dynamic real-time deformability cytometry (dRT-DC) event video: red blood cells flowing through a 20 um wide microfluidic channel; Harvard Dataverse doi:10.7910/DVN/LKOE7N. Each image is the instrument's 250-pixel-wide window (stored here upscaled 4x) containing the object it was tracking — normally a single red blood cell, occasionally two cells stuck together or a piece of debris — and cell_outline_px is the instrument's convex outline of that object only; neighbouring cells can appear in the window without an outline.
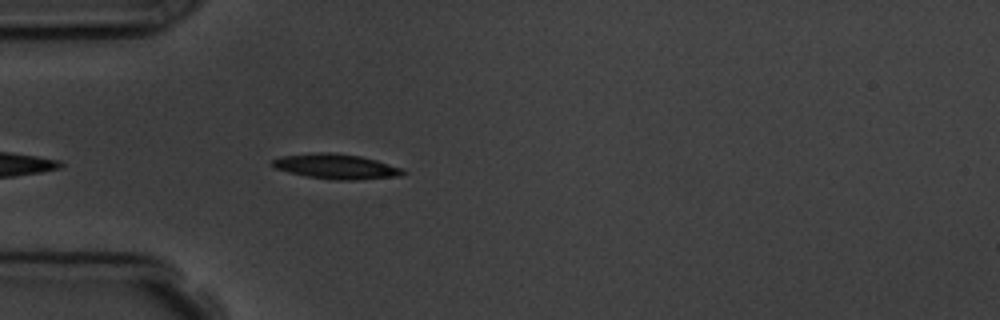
{"species": "common noctule bat (a hibernating species)", "species_latin": "Nyctalus noctula", "temperature_condition": "room temperature", "stored_images_in_passage": 1, "camera_frame_rate_fps": 3000, "um_per_image_px": 0.085, "animal": {"sex": "male", "body_mass_g": 19.5, "forearm_length_mm": 54.6}, "frame": {"image": 1, "passage_image": 1, "time_ms": 0.0, "image_size_px": [1000, 320], "cell_outline_px": [[408, 172], [400, 176], [352, 180], [336, 180], [308, 176], [288, 172], [276, 168], [272, 164], [272, 160], [284, 156], [316, 152], [328, 152], [360, 156], [376, 160], [400, 168]], "centroid_in_image_um": [28.59, 14.15], "position_along_channel_um": 56.4, "area_um2": 18.67}}